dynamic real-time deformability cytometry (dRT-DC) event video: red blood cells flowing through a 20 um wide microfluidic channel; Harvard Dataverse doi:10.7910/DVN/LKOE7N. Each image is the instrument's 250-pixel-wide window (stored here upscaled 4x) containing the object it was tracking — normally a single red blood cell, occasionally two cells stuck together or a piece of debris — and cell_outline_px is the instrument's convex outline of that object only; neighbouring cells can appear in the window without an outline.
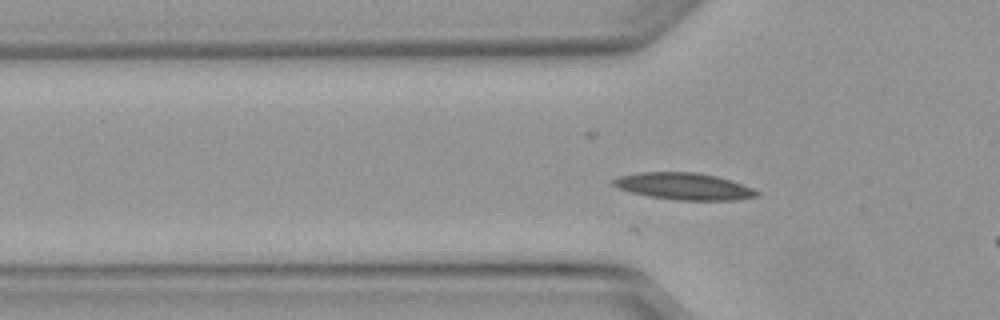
{"species": "Egyptian fruit bat (a non-hibernating species)", "species_latin": "Rousettus aegyptiacus", "temperature_condition": "warm", "stored_images_in_passage": 8, "camera_frame_rate_fps": 3000, "um_per_image_px": 0.085, "animal": {"sex": "female"}, "frame": {"image": 1, "passage_image": 5, "time_ms": 1.333, "image_size_px": [1000, 320], "cell_outline_px": [[760, 196], [736, 200], [676, 200], [648, 196], [632, 192], [620, 188], [612, 184], [612, 180], [620, 176], [640, 172], [700, 172], [716, 176], [752, 188], [760, 192]], "centroid_in_image_um": [58.15, 15.84], "position_along_channel_um": 67.6, "area_um2": 22.31}}